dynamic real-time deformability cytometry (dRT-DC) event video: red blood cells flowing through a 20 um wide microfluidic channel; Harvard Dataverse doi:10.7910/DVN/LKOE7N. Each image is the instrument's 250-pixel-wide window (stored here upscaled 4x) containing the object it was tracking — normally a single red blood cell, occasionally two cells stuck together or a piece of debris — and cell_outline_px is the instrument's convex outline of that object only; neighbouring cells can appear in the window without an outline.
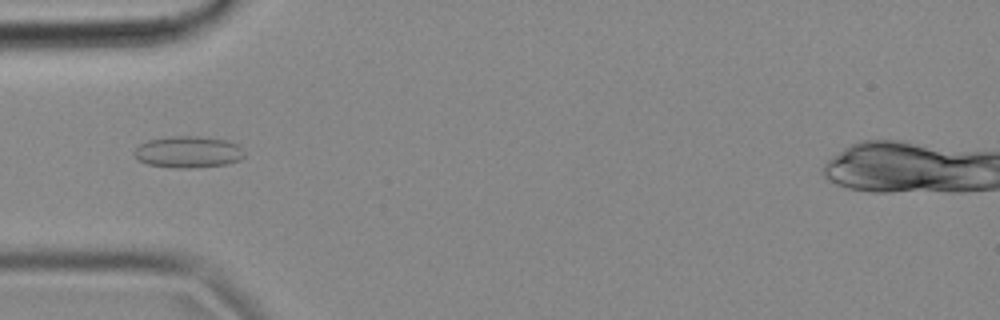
{"species": "common noctule bat (a hibernating species)", "species_latin": "Nyctalus noctula", "temperature_condition": "cold", "stored_images_in_passage": 43, "camera_frame_rate_fps": 3000, "um_per_image_px": 0.085, "animal": {"sex": "female", "body_mass_g": 18.4}, "frame": {"image": 1, "passage_image": 6, "time_ms": 1.667, "image_size_px": [1000, 320], "cell_outline_px": [[244, 156], [240, 160], [224, 164], [192, 168], [172, 168], [148, 164], [140, 160], [132, 152], [140, 144], [148, 140], [172, 136], [200, 136], [224, 140], [236, 144], [244, 152]], "centroid_in_image_um": [15.98, 12.92], "position_along_channel_um": 69.0, "area_um2": 20.11}}
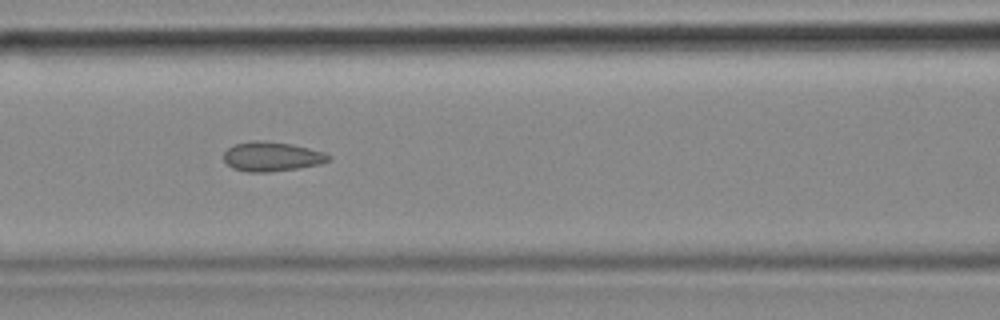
{"frame": {"image": 2, "passage_image": 12, "time_ms": 3.667, "image_size_px": [1000, 320], "cell_outline_px": [[332, 160], [320, 164], [296, 168], [268, 172], [248, 172], [232, 168], [224, 160], [224, 152], [228, 148], [236, 144], [252, 140], [264, 140], [292, 144], [324, 152], [332, 156]], "centroid_in_image_um": [23.12, 13.3], "position_along_channel_um": 143.5, "area_um2": 18.03}}
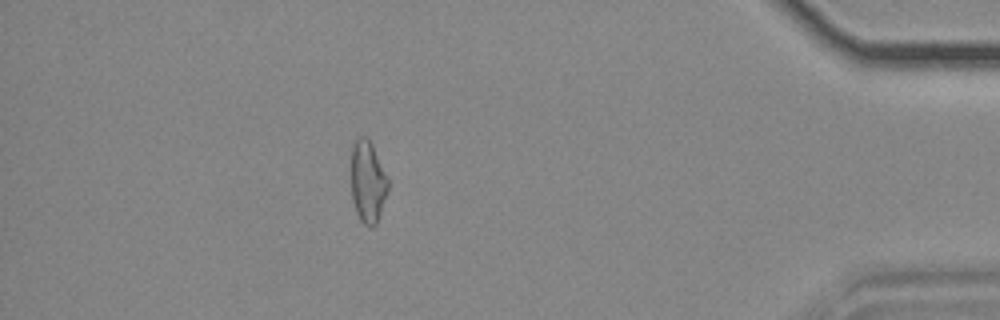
{"frame": {"image": 3, "passage_image": 37, "time_ms": 12.0, "image_size_px": [1000, 320], "cell_outline_px": [[388, 192], [376, 224], [372, 228], [368, 228], [360, 220], [356, 212], [352, 196], [352, 144], [360, 136], [368, 136], [388, 176]], "centroid_in_image_um": [31.28, 15.45], "position_along_channel_um": 403.9, "area_um2": 17.74}, "authors_computed_cell_mechanics": {"area_um2": 17.629, "velocity_mm_per_s": 3.6967, "shape_relaxation_time_tau1_ms": null, "shape_relaxation_time_tau2_ms": 1.5508, "deformation_change_tau1": null, "deformation_change_tau2": 0.0747}}